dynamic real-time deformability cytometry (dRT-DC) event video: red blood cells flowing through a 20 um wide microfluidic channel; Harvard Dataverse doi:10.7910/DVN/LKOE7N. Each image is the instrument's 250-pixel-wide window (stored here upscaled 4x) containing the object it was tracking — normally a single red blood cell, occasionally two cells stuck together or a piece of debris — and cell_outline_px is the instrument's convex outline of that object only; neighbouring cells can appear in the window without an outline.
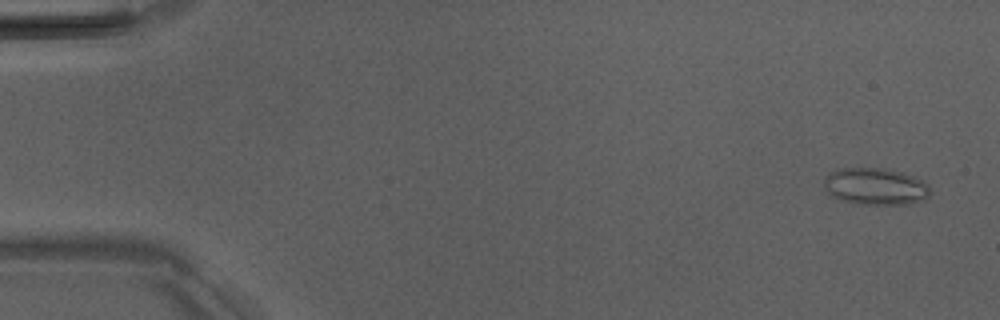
{"species": "Egyptian fruit bat (a non-hibernating species)", "species_latin": "Rousettus aegyptiacus", "temperature_condition": "room temperature", "stored_images_in_passage": 5, "camera_frame_rate_fps": 3000, "um_per_image_px": 0.085, "animal": {"sex": "male"}, "frame": {"image": 1, "passage_image": 1, "time_ms": 0.0, "image_size_px": [1000, 320], "cell_outline_px": [[932, 192], [924, 200], [912, 204], [856, 204], [836, 200], [824, 188], [824, 180], [828, 172], [840, 168], [880, 168], [904, 172], [928, 184]], "centroid_in_image_um": [74.4, 15.86], "position_along_channel_um": 10.6, "area_um2": 23.24}}